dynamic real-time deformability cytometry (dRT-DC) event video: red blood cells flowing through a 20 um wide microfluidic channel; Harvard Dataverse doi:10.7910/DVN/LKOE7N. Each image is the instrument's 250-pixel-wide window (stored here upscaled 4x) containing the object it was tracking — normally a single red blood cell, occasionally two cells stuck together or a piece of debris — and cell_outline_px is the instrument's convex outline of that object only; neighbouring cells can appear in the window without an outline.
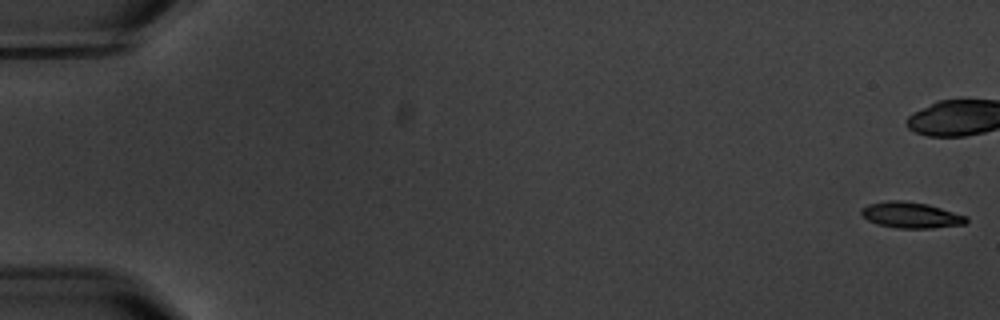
{"species": "common noctule bat (a hibernating species)", "species_latin": "Nyctalus noctula", "temperature_condition": "warm", "stored_images_in_passage": 7, "camera_frame_rate_fps": 3000, "um_per_image_px": 0.085, "animal": {"sex": "male", "body_mass_g": 20.1, "forearm_length_mm": 53.5}, "frame": {"image": 1, "passage_image": 1, "time_ms": 0.0, "image_size_px": [1000, 320], "cell_outline_px": [[968, 220], [964, 224], [932, 228], [896, 228], [876, 224], [868, 220], [860, 212], [860, 208], [868, 204], [888, 200], [900, 200], [928, 204], [968, 216]], "centroid_in_image_um": [77.42, 18.28], "position_along_channel_um": 7.6, "area_um2": 15.95}}